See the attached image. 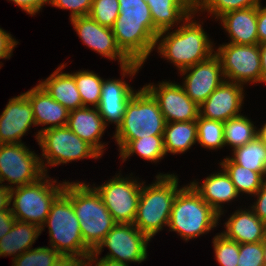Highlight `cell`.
Wrapping results in <instances>:
<instances>
[{"label":"cell","mask_w":266,"mask_h":266,"mask_svg":"<svg viewBox=\"0 0 266 266\" xmlns=\"http://www.w3.org/2000/svg\"><path fill=\"white\" fill-rule=\"evenodd\" d=\"M24 94L31 104L35 126L49 125L38 130L35 135L37 142L44 129L67 126L70 111L54 100L40 84H36Z\"/></svg>","instance_id":"19"},{"label":"cell","mask_w":266,"mask_h":266,"mask_svg":"<svg viewBox=\"0 0 266 266\" xmlns=\"http://www.w3.org/2000/svg\"><path fill=\"white\" fill-rule=\"evenodd\" d=\"M118 174L102 185L94 184L93 187L101 195L116 223H133L143 182L132 177L133 174L126 178Z\"/></svg>","instance_id":"13"},{"label":"cell","mask_w":266,"mask_h":266,"mask_svg":"<svg viewBox=\"0 0 266 266\" xmlns=\"http://www.w3.org/2000/svg\"><path fill=\"white\" fill-rule=\"evenodd\" d=\"M40 234L37 225L16 220L11 230L0 239V257L13 256L14 260L32 248Z\"/></svg>","instance_id":"27"},{"label":"cell","mask_w":266,"mask_h":266,"mask_svg":"<svg viewBox=\"0 0 266 266\" xmlns=\"http://www.w3.org/2000/svg\"><path fill=\"white\" fill-rule=\"evenodd\" d=\"M165 153L182 154L197 143L196 120L186 122H166L164 134Z\"/></svg>","instance_id":"28"},{"label":"cell","mask_w":266,"mask_h":266,"mask_svg":"<svg viewBox=\"0 0 266 266\" xmlns=\"http://www.w3.org/2000/svg\"><path fill=\"white\" fill-rule=\"evenodd\" d=\"M35 126L33 110L27 96L21 93L9 99L0 115V144H21V138Z\"/></svg>","instance_id":"18"},{"label":"cell","mask_w":266,"mask_h":266,"mask_svg":"<svg viewBox=\"0 0 266 266\" xmlns=\"http://www.w3.org/2000/svg\"><path fill=\"white\" fill-rule=\"evenodd\" d=\"M63 192L72 201L84 243L94 251L117 223L104 205L101 195L91 185L65 180Z\"/></svg>","instance_id":"4"},{"label":"cell","mask_w":266,"mask_h":266,"mask_svg":"<svg viewBox=\"0 0 266 266\" xmlns=\"http://www.w3.org/2000/svg\"><path fill=\"white\" fill-rule=\"evenodd\" d=\"M261 69H262V83H266V42L259 44Z\"/></svg>","instance_id":"49"},{"label":"cell","mask_w":266,"mask_h":266,"mask_svg":"<svg viewBox=\"0 0 266 266\" xmlns=\"http://www.w3.org/2000/svg\"><path fill=\"white\" fill-rule=\"evenodd\" d=\"M48 227L49 246L61 256L86 258L92 250L84 243L79 219L76 217L71 199L62 192L53 202L41 233Z\"/></svg>","instance_id":"6"},{"label":"cell","mask_w":266,"mask_h":266,"mask_svg":"<svg viewBox=\"0 0 266 266\" xmlns=\"http://www.w3.org/2000/svg\"><path fill=\"white\" fill-rule=\"evenodd\" d=\"M199 183L196 180L190 182L202 199L219 214V217L224 214V203H230L240 197L232 180L223 168L219 172L207 176L202 184Z\"/></svg>","instance_id":"23"},{"label":"cell","mask_w":266,"mask_h":266,"mask_svg":"<svg viewBox=\"0 0 266 266\" xmlns=\"http://www.w3.org/2000/svg\"><path fill=\"white\" fill-rule=\"evenodd\" d=\"M237 266H264V241L239 244Z\"/></svg>","instance_id":"39"},{"label":"cell","mask_w":266,"mask_h":266,"mask_svg":"<svg viewBox=\"0 0 266 266\" xmlns=\"http://www.w3.org/2000/svg\"><path fill=\"white\" fill-rule=\"evenodd\" d=\"M119 15L112 27L116 43L132 61L144 65L155 49L157 34L145 0H118Z\"/></svg>","instance_id":"1"},{"label":"cell","mask_w":266,"mask_h":266,"mask_svg":"<svg viewBox=\"0 0 266 266\" xmlns=\"http://www.w3.org/2000/svg\"><path fill=\"white\" fill-rule=\"evenodd\" d=\"M230 157L236 164L258 172L266 179V146L256 137L247 144L237 147Z\"/></svg>","instance_id":"31"},{"label":"cell","mask_w":266,"mask_h":266,"mask_svg":"<svg viewBox=\"0 0 266 266\" xmlns=\"http://www.w3.org/2000/svg\"><path fill=\"white\" fill-rule=\"evenodd\" d=\"M67 127L80 139L90 144L101 156L107 144L100 140L106 130V125L97 107H87L71 110Z\"/></svg>","instance_id":"21"},{"label":"cell","mask_w":266,"mask_h":266,"mask_svg":"<svg viewBox=\"0 0 266 266\" xmlns=\"http://www.w3.org/2000/svg\"><path fill=\"white\" fill-rule=\"evenodd\" d=\"M215 260L220 266H237L239 257V244L227 239L223 234L217 233L213 238Z\"/></svg>","instance_id":"37"},{"label":"cell","mask_w":266,"mask_h":266,"mask_svg":"<svg viewBox=\"0 0 266 266\" xmlns=\"http://www.w3.org/2000/svg\"><path fill=\"white\" fill-rule=\"evenodd\" d=\"M19 6L24 12L30 16L39 13L44 5L49 4V0H8Z\"/></svg>","instance_id":"43"},{"label":"cell","mask_w":266,"mask_h":266,"mask_svg":"<svg viewBox=\"0 0 266 266\" xmlns=\"http://www.w3.org/2000/svg\"><path fill=\"white\" fill-rule=\"evenodd\" d=\"M119 13L118 0H93L89 16L100 25L112 28Z\"/></svg>","instance_id":"38"},{"label":"cell","mask_w":266,"mask_h":266,"mask_svg":"<svg viewBox=\"0 0 266 266\" xmlns=\"http://www.w3.org/2000/svg\"><path fill=\"white\" fill-rule=\"evenodd\" d=\"M135 92V89L133 90L122 78L103 80L101 100L97 108L106 126L108 123H113L117 129Z\"/></svg>","instance_id":"20"},{"label":"cell","mask_w":266,"mask_h":266,"mask_svg":"<svg viewBox=\"0 0 266 266\" xmlns=\"http://www.w3.org/2000/svg\"><path fill=\"white\" fill-rule=\"evenodd\" d=\"M10 189L0 184V212L10 208Z\"/></svg>","instance_id":"48"},{"label":"cell","mask_w":266,"mask_h":266,"mask_svg":"<svg viewBox=\"0 0 266 266\" xmlns=\"http://www.w3.org/2000/svg\"><path fill=\"white\" fill-rule=\"evenodd\" d=\"M76 34L91 50L99 53L109 60H118L121 68V75L134 77L143 64L132 62L118 47L113 30L110 27L102 26L88 16L75 17L70 19Z\"/></svg>","instance_id":"10"},{"label":"cell","mask_w":266,"mask_h":266,"mask_svg":"<svg viewBox=\"0 0 266 266\" xmlns=\"http://www.w3.org/2000/svg\"><path fill=\"white\" fill-rule=\"evenodd\" d=\"M93 0H49L51 6L70 10V18L88 16L92 8Z\"/></svg>","instance_id":"40"},{"label":"cell","mask_w":266,"mask_h":266,"mask_svg":"<svg viewBox=\"0 0 266 266\" xmlns=\"http://www.w3.org/2000/svg\"><path fill=\"white\" fill-rule=\"evenodd\" d=\"M257 137L266 146V123L257 129Z\"/></svg>","instance_id":"50"},{"label":"cell","mask_w":266,"mask_h":266,"mask_svg":"<svg viewBox=\"0 0 266 266\" xmlns=\"http://www.w3.org/2000/svg\"><path fill=\"white\" fill-rule=\"evenodd\" d=\"M244 86L224 81L199 106L201 117L225 122L241 115L244 104Z\"/></svg>","instance_id":"17"},{"label":"cell","mask_w":266,"mask_h":266,"mask_svg":"<svg viewBox=\"0 0 266 266\" xmlns=\"http://www.w3.org/2000/svg\"><path fill=\"white\" fill-rule=\"evenodd\" d=\"M197 124V143L205 149H221L225 146L224 125L218 120H211L199 115Z\"/></svg>","instance_id":"34"},{"label":"cell","mask_w":266,"mask_h":266,"mask_svg":"<svg viewBox=\"0 0 266 266\" xmlns=\"http://www.w3.org/2000/svg\"><path fill=\"white\" fill-rule=\"evenodd\" d=\"M150 241L133 223H117L94 252L100 255L107 247L109 252L104 257L125 264H140L147 259Z\"/></svg>","instance_id":"14"},{"label":"cell","mask_w":266,"mask_h":266,"mask_svg":"<svg viewBox=\"0 0 266 266\" xmlns=\"http://www.w3.org/2000/svg\"><path fill=\"white\" fill-rule=\"evenodd\" d=\"M224 222L221 232L227 239L241 243H256L266 239V223L250 208H238Z\"/></svg>","instance_id":"22"},{"label":"cell","mask_w":266,"mask_h":266,"mask_svg":"<svg viewBox=\"0 0 266 266\" xmlns=\"http://www.w3.org/2000/svg\"><path fill=\"white\" fill-rule=\"evenodd\" d=\"M196 13L192 12L174 31L164 30L156 38L157 53L173 63L179 72L215 54L212 40L201 22L194 18Z\"/></svg>","instance_id":"2"},{"label":"cell","mask_w":266,"mask_h":266,"mask_svg":"<svg viewBox=\"0 0 266 266\" xmlns=\"http://www.w3.org/2000/svg\"><path fill=\"white\" fill-rule=\"evenodd\" d=\"M148 186L142 183L136 217L133 224L150 240L168 226L174 199L181 189L179 178L173 174L159 173Z\"/></svg>","instance_id":"3"},{"label":"cell","mask_w":266,"mask_h":266,"mask_svg":"<svg viewBox=\"0 0 266 266\" xmlns=\"http://www.w3.org/2000/svg\"><path fill=\"white\" fill-rule=\"evenodd\" d=\"M225 146L232 147V151L247 144L257 137V128L253 121L241 114L223 122Z\"/></svg>","instance_id":"32"},{"label":"cell","mask_w":266,"mask_h":266,"mask_svg":"<svg viewBox=\"0 0 266 266\" xmlns=\"http://www.w3.org/2000/svg\"><path fill=\"white\" fill-rule=\"evenodd\" d=\"M76 82L83 106L97 107L101 100L103 78L93 71L79 70L70 73Z\"/></svg>","instance_id":"33"},{"label":"cell","mask_w":266,"mask_h":266,"mask_svg":"<svg viewBox=\"0 0 266 266\" xmlns=\"http://www.w3.org/2000/svg\"><path fill=\"white\" fill-rule=\"evenodd\" d=\"M165 126L166 120L157 100L143 86L132 95L113 138L115 141H132L150 135H163Z\"/></svg>","instance_id":"8"},{"label":"cell","mask_w":266,"mask_h":266,"mask_svg":"<svg viewBox=\"0 0 266 266\" xmlns=\"http://www.w3.org/2000/svg\"><path fill=\"white\" fill-rule=\"evenodd\" d=\"M51 266H86V258L60 256Z\"/></svg>","instance_id":"47"},{"label":"cell","mask_w":266,"mask_h":266,"mask_svg":"<svg viewBox=\"0 0 266 266\" xmlns=\"http://www.w3.org/2000/svg\"><path fill=\"white\" fill-rule=\"evenodd\" d=\"M219 214L202 199L199 193L186 184L177 193L169 220V231L184 241L209 233L219 225Z\"/></svg>","instance_id":"5"},{"label":"cell","mask_w":266,"mask_h":266,"mask_svg":"<svg viewBox=\"0 0 266 266\" xmlns=\"http://www.w3.org/2000/svg\"><path fill=\"white\" fill-rule=\"evenodd\" d=\"M256 197L257 199L249 208L253 210L261 221L266 223V179L263 181L261 188L254 195V198Z\"/></svg>","instance_id":"42"},{"label":"cell","mask_w":266,"mask_h":266,"mask_svg":"<svg viewBox=\"0 0 266 266\" xmlns=\"http://www.w3.org/2000/svg\"><path fill=\"white\" fill-rule=\"evenodd\" d=\"M257 33L259 44L266 42V6H257Z\"/></svg>","instance_id":"45"},{"label":"cell","mask_w":266,"mask_h":266,"mask_svg":"<svg viewBox=\"0 0 266 266\" xmlns=\"http://www.w3.org/2000/svg\"><path fill=\"white\" fill-rule=\"evenodd\" d=\"M45 175L40 156L24 144H0V184L8 189L28 185ZM7 182L9 185L3 184Z\"/></svg>","instance_id":"11"},{"label":"cell","mask_w":266,"mask_h":266,"mask_svg":"<svg viewBox=\"0 0 266 266\" xmlns=\"http://www.w3.org/2000/svg\"><path fill=\"white\" fill-rule=\"evenodd\" d=\"M64 186V181L58 183L45 174L34 183L10 189L13 216L18 221L35 224L41 229L53 202L64 191Z\"/></svg>","instance_id":"7"},{"label":"cell","mask_w":266,"mask_h":266,"mask_svg":"<svg viewBox=\"0 0 266 266\" xmlns=\"http://www.w3.org/2000/svg\"><path fill=\"white\" fill-rule=\"evenodd\" d=\"M15 221L10 208L0 212V239L11 230Z\"/></svg>","instance_id":"46"},{"label":"cell","mask_w":266,"mask_h":266,"mask_svg":"<svg viewBox=\"0 0 266 266\" xmlns=\"http://www.w3.org/2000/svg\"><path fill=\"white\" fill-rule=\"evenodd\" d=\"M38 145L42 150L40 160L45 174H47L49 166L102 157L90 144L80 139L67 126L44 129L39 135Z\"/></svg>","instance_id":"9"},{"label":"cell","mask_w":266,"mask_h":266,"mask_svg":"<svg viewBox=\"0 0 266 266\" xmlns=\"http://www.w3.org/2000/svg\"><path fill=\"white\" fill-rule=\"evenodd\" d=\"M219 165L223 168L232 180L238 194H256L265 180L258 172L236 164L230 156L224 158Z\"/></svg>","instance_id":"30"},{"label":"cell","mask_w":266,"mask_h":266,"mask_svg":"<svg viewBox=\"0 0 266 266\" xmlns=\"http://www.w3.org/2000/svg\"><path fill=\"white\" fill-rule=\"evenodd\" d=\"M65 67V63L61 64L49 77L39 80V84L54 100L71 111L84 106L74 77L62 72Z\"/></svg>","instance_id":"26"},{"label":"cell","mask_w":266,"mask_h":266,"mask_svg":"<svg viewBox=\"0 0 266 266\" xmlns=\"http://www.w3.org/2000/svg\"><path fill=\"white\" fill-rule=\"evenodd\" d=\"M217 20L228 33L231 44H259L257 33V6L225 13Z\"/></svg>","instance_id":"24"},{"label":"cell","mask_w":266,"mask_h":266,"mask_svg":"<svg viewBox=\"0 0 266 266\" xmlns=\"http://www.w3.org/2000/svg\"><path fill=\"white\" fill-rule=\"evenodd\" d=\"M184 77L181 84L186 94L200 106L220 86L225 77L219 58L213 54L209 59L179 72Z\"/></svg>","instance_id":"16"},{"label":"cell","mask_w":266,"mask_h":266,"mask_svg":"<svg viewBox=\"0 0 266 266\" xmlns=\"http://www.w3.org/2000/svg\"><path fill=\"white\" fill-rule=\"evenodd\" d=\"M144 87L157 100L166 122H186L198 119L199 106L191 100L179 83L165 80L158 85L149 83Z\"/></svg>","instance_id":"15"},{"label":"cell","mask_w":266,"mask_h":266,"mask_svg":"<svg viewBox=\"0 0 266 266\" xmlns=\"http://www.w3.org/2000/svg\"><path fill=\"white\" fill-rule=\"evenodd\" d=\"M119 146L118 151L122 163L129 159L133 154L151 163H157L166 155L164 149L163 135L147 136L132 141H115Z\"/></svg>","instance_id":"29"},{"label":"cell","mask_w":266,"mask_h":266,"mask_svg":"<svg viewBox=\"0 0 266 266\" xmlns=\"http://www.w3.org/2000/svg\"><path fill=\"white\" fill-rule=\"evenodd\" d=\"M95 263V265H93ZM86 266H129V264L120 263L116 260H112L106 257L99 258V254L92 251L86 257Z\"/></svg>","instance_id":"44"},{"label":"cell","mask_w":266,"mask_h":266,"mask_svg":"<svg viewBox=\"0 0 266 266\" xmlns=\"http://www.w3.org/2000/svg\"><path fill=\"white\" fill-rule=\"evenodd\" d=\"M261 0H195L196 12H208L215 19L227 12L261 5Z\"/></svg>","instance_id":"35"},{"label":"cell","mask_w":266,"mask_h":266,"mask_svg":"<svg viewBox=\"0 0 266 266\" xmlns=\"http://www.w3.org/2000/svg\"><path fill=\"white\" fill-rule=\"evenodd\" d=\"M264 266H266V239L264 240Z\"/></svg>","instance_id":"51"},{"label":"cell","mask_w":266,"mask_h":266,"mask_svg":"<svg viewBox=\"0 0 266 266\" xmlns=\"http://www.w3.org/2000/svg\"><path fill=\"white\" fill-rule=\"evenodd\" d=\"M18 41L10 33L0 27V60L10 59ZM2 62H0L1 64Z\"/></svg>","instance_id":"41"},{"label":"cell","mask_w":266,"mask_h":266,"mask_svg":"<svg viewBox=\"0 0 266 266\" xmlns=\"http://www.w3.org/2000/svg\"><path fill=\"white\" fill-rule=\"evenodd\" d=\"M60 256L53 247L31 248L12 260V266H51Z\"/></svg>","instance_id":"36"},{"label":"cell","mask_w":266,"mask_h":266,"mask_svg":"<svg viewBox=\"0 0 266 266\" xmlns=\"http://www.w3.org/2000/svg\"><path fill=\"white\" fill-rule=\"evenodd\" d=\"M150 8L154 31L158 35L164 30L178 27L195 11V0H145Z\"/></svg>","instance_id":"25"},{"label":"cell","mask_w":266,"mask_h":266,"mask_svg":"<svg viewBox=\"0 0 266 266\" xmlns=\"http://www.w3.org/2000/svg\"><path fill=\"white\" fill-rule=\"evenodd\" d=\"M217 49V50H216ZM226 81L240 85L262 83L259 44H220L215 48Z\"/></svg>","instance_id":"12"}]
</instances>
